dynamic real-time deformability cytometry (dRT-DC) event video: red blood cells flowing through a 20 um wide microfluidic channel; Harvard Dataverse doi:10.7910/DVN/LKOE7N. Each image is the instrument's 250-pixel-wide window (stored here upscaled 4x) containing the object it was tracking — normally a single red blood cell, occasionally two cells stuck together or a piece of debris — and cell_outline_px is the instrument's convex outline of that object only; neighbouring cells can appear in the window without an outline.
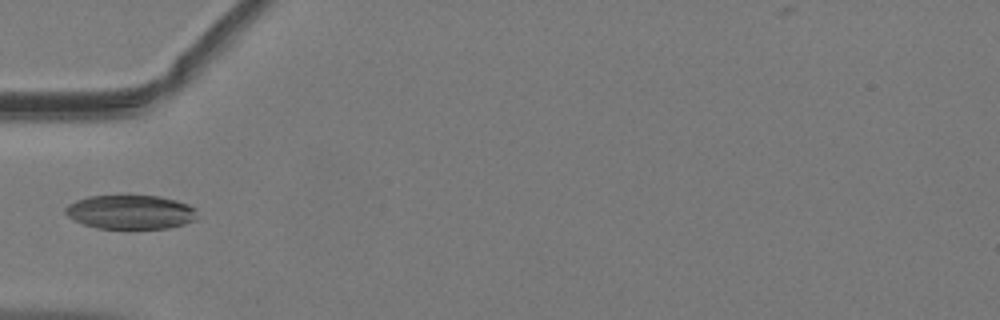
{"species": "common noctule bat (a hibernating species)", "species_latin": "Nyctalus noctula", "temperature_condition": "warm", "stored_images_in_passage": 4, "camera_frame_rate_fps": 3000, "um_per_image_px": 0.085, "animal": {"sex": "male", "body_mass_g": 19.2, "forearm_length_mm": 51.8}, "frame": {"image": 1, "passage_image": 1, "time_ms": 0.0, "image_size_px": [1000, 320], "cell_outline_px": [[200, 216], [196, 220], [184, 224], [168, 228], [96, 228], [84, 224], [68, 216], [64, 212], [64, 208], [68, 204], [76, 200], [88, 196], [120, 192], [160, 196], [176, 200], [188, 204]], "centroid_in_image_um": [11.08, 17.97], "position_along_channel_um": 73.9, "area_um2": 27.17}}